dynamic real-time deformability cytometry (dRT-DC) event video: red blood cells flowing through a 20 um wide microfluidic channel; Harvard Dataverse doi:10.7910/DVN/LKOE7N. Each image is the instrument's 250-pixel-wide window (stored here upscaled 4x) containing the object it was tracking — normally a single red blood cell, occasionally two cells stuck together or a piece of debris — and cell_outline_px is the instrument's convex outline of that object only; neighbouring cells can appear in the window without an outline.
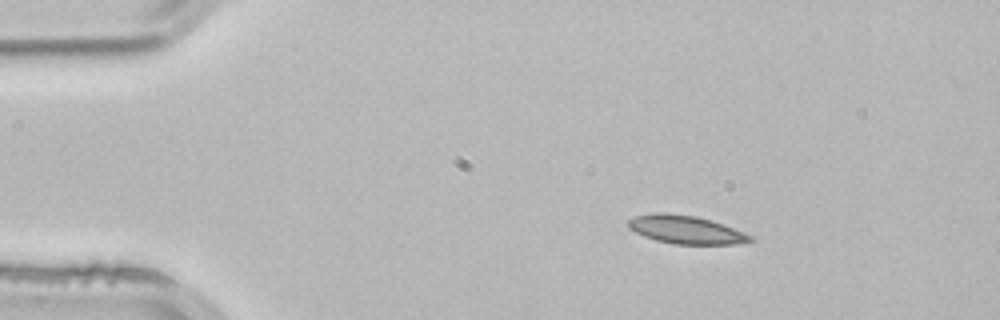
{"species": "common noctule bat (a hibernating species)", "species_latin": "Nyctalus noctula", "temperature_condition": "room temperature", "stored_images_in_passage": 2, "camera_frame_rate_fps": 3000, "um_per_image_px": 0.085, "animal": {"sex": "male", "body_mass_g": 21.5, "forearm_length_mm": 52.0}, "frame": {"image": 1, "passage_image": 1, "time_ms": 0.0, "image_size_px": [1000, 320], "cell_outline_px": [[756, 240], [736, 244], [672, 244], [656, 240], [644, 236], [628, 228], [628, 220], [636, 216], [656, 212], [664, 212], [696, 216], [712, 220], [724, 224], [744, 232], [752, 236]], "centroid_in_image_um": [58.32, 19.52], "position_along_channel_um": 26.7, "area_um2": 20.17}}